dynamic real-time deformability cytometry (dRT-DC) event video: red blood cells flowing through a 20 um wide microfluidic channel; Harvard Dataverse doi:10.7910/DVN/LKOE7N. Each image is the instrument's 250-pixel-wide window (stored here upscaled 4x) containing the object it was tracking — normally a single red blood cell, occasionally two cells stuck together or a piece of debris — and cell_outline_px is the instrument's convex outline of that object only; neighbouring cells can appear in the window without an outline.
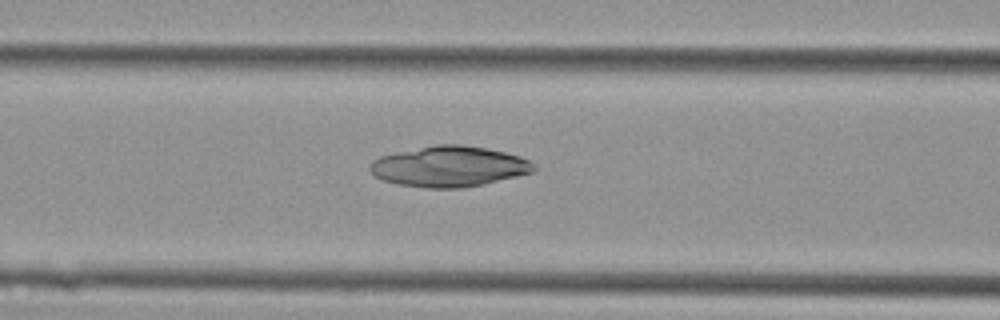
{"species": "Egyptian fruit bat (a non-hibernating species)", "species_latin": "Rousettus aegyptiacus", "temperature_condition": "cold", "stored_images_in_passage": 36, "camera_frame_rate_fps": 3000, "um_per_image_px": 0.085, "animal": {"sex": "female"}, "frame": {"image": 1, "passage_image": 11, "time_ms": 3.333, "image_size_px": [1000, 320], "cell_outline_px": [[536, 168], [532, 172], [484, 184], [464, 188], [428, 188], [400, 184], [384, 180], [376, 176], [368, 168], [368, 164], [372, 160], [380, 156], [396, 152], [436, 144], [460, 144], [488, 148], [520, 156], [536, 164]], "centroid_in_image_um": [38.18, 14.14], "position_along_channel_um": 128.4, "area_um2": 38.78}}
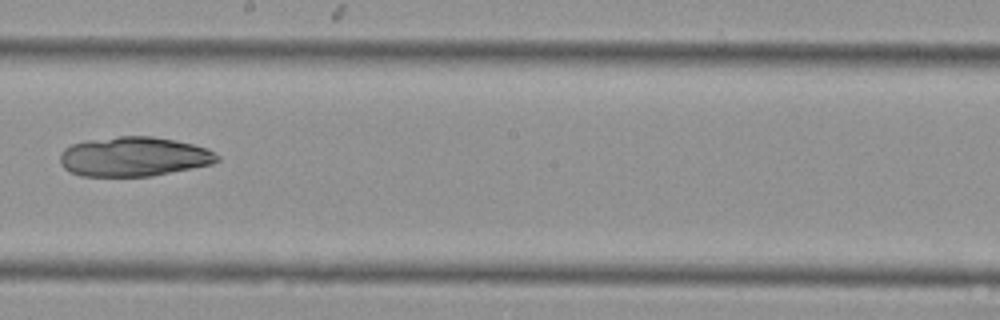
{"frame": {"image": 2, "passage_image": 18, "time_ms": 5.667, "image_size_px": [1000, 320], "cell_outline_px": [[220, 160], [212, 164], [152, 176], [80, 176], [64, 168], [60, 164], [60, 152], [64, 148], [72, 144], [88, 140], [120, 136], [152, 136], [176, 140], [208, 148], [216, 152], [220, 156]], "centroid_in_image_um": [11.39, 13.31], "position_along_channel_um": 236.8, "area_um2": 36.41}}
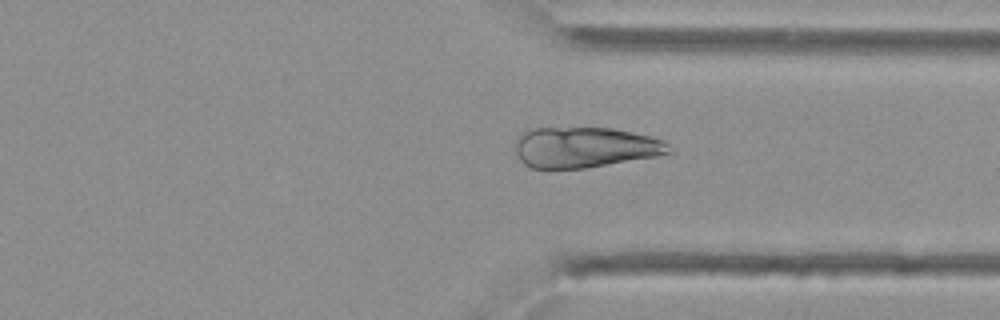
{"frame": {"image": 3, "passage_image": 26, "time_ms": 8.333, "image_size_px": [1000, 320], "cell_outline_px": [[672, 152], [656, 156], [584, 168], [532, 168], [524, 164], [520, 160], [516, 152], [516, 136], [532, 128], [612, 128], [632, 132], [664, 140], [668, 144]], "centroid_in_image_um": [49.69, 12.52], "position_along_channel_um": 361.7, "area_um2": 36.13}}